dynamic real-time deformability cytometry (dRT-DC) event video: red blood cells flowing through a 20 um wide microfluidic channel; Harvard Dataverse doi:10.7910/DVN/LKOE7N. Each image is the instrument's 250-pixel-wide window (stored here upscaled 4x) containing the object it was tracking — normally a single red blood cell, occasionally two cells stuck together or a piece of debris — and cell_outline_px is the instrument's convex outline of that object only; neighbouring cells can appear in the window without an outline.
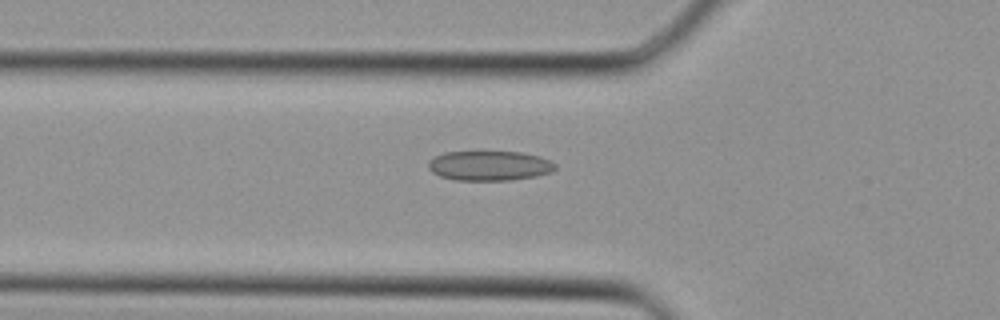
{"species": "Egyptian fruit bat (a non-hibernating species)", "species_latin": "Rousettus aegyptiacus", "temperature_condition": "cold", "stored_images_in_passage": 27, "camera_frame_rate_fps": 3000, "um_per_image_px": 0.085, "animal": {"sex": "female"}, "frame": {"image": 1, "passage_image": 6, "time_ms": 1.667, "image_size_px": [1000, 320], "cell_outline_px": [[556, 168], [552, 172], [536, 176], [508, 180], [456, 180], [440, 176], [432, 172], [428, 168], [428, 160], [444, 152], [520, 152], [540, 156], [552, 160], [556, 164]], "centroid_in_image_um": [41.62, 14.08], "position_along_channel_um": 84.2, "area_um2": 22.08}}
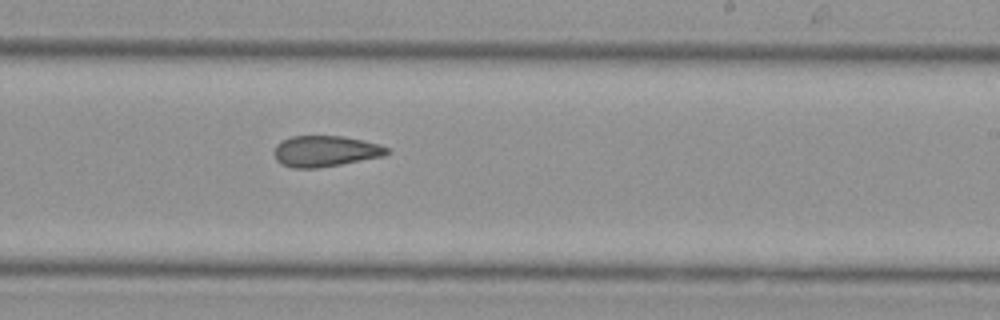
{"frame": {"image": 2, "passage_image": 16, "time_ms": 5.0, "image_size_px": [1000, 320], "cell_outline_px": [[388, 152], [384, 156], [320, 168], [292, 168], [280, 164], [276, 160], [272, 152], [276, 144], [292, 136], [344, 136], [364, 140], [380, 144], [388, 148]], "centroid_in_image_um": [27.62, 12.85], "position_along_channel_um": 261.4, "area_um2": 20.58}}
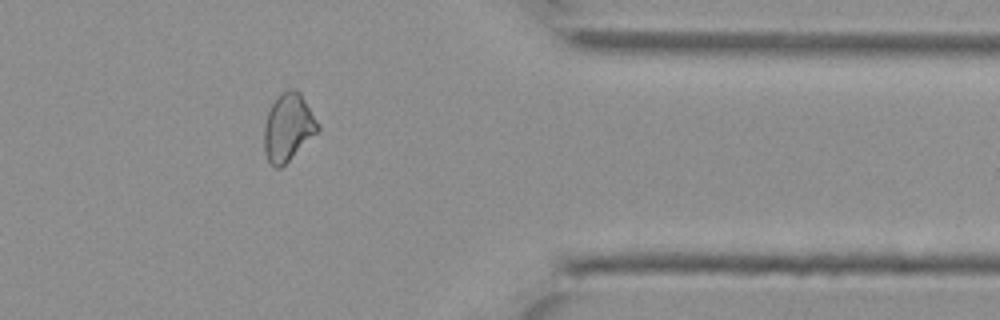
{"frame": {"image": 3, "passage_image": 24, "time_ms": 7.667, "image_size_px": [1000, 320], "cell_outline_px": [[320, 128], [280, 168], [276, 168], [268, 160], [264, 152], [264, 124], [268, 112], [276, 96], [280, 92], [288, 88], [296, 88], [300, 92], [320, 124]], "centroid_in_image_um": [24.47, 10.76], "position_along_channel_um": 386.9, "area_um2": 20.98}}